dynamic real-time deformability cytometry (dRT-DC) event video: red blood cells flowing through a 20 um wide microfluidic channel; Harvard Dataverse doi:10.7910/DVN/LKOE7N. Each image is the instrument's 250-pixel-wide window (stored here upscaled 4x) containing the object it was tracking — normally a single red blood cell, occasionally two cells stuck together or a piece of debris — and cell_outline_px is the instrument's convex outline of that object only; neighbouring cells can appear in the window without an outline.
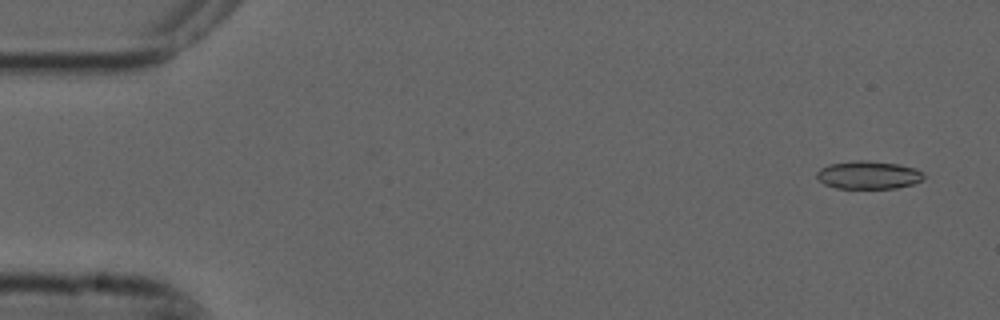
{"species": "common noctule bat (a hibernating species)", "species_latin": "Nyctalus noctula", "temperature_condition": "cold", "stored_images_in_passage": 4, "camera_frame_rate_fps": 3000, "um_per_image_px": 0.085, "animal": {"sex": "male", "forearm_length_mm": 52.5}, "frame": {"image": 1, "passage_image": 1, "time_ms": 0.0, "image_size_px": [1000, 320], "cell_outline_px": [[924, 180], [912, 184], [896, 188], [836, 188], [824, 184], [816, 176], [816, 172], [820, 168], [828, 164], [852, 160], [868, 160], [900, 164], [916, 168], [924, 172]], "centroid_in_image_um": [73.83, 14.86], "position_along_channel_um": 11.2, "area_um2": 17.74}}